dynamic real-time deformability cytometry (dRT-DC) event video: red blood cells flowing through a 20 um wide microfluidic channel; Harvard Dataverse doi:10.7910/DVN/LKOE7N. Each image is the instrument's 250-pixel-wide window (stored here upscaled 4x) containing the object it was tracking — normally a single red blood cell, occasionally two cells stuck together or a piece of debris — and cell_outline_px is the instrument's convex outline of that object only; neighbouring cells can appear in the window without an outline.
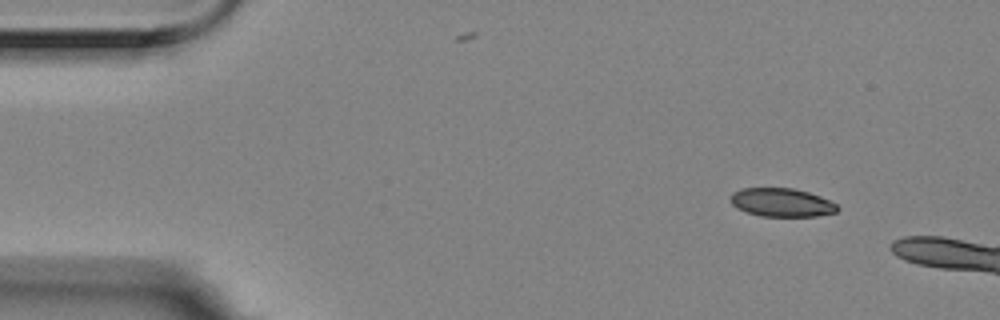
{"species": "Egyptian fruit bat (a non-hibernating species)", "species_latin": "Rousettus aegyptiacus", "temperature_condition": "room temperature", "stored_images_in_passage": 3, "camera_frame_rate_fps": 3000, "um_per_image_px": 0.085, "animal": {"sex": "female"}, "frame": {"image": 1, "passage_image": 1, "time_ms": 0.0, "image_size_px": [1000, 320], "cell_outline_px": [[840, 208], [836, 212], [816, 216], [760, 216], [736, 208], [732, 204], [732, 192], [740, 188], [792, 188], [808, 192], [820, 196], [836, 204]], "centroid_in_image_um": [66.44, 17.21], "position_along_channel_um": 18.6, "area_um2": 17.63}}